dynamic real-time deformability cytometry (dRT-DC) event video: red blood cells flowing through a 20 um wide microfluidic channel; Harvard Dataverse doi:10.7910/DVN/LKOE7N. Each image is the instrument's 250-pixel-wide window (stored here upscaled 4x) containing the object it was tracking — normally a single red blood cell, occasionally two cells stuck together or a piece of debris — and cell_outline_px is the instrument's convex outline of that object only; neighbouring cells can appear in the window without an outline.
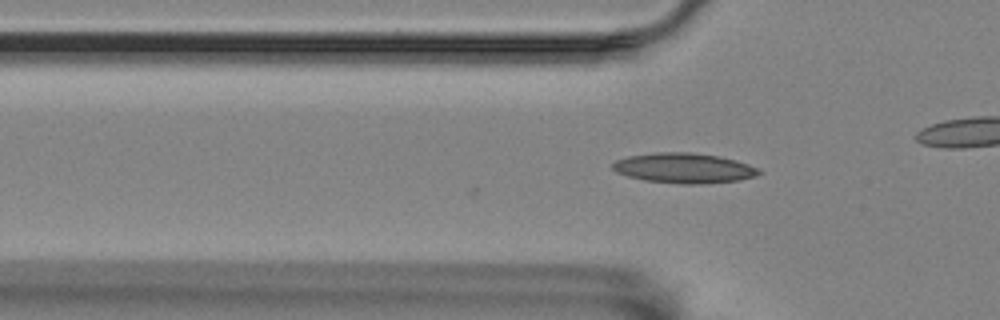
{"species": "Egyptian fruit bat (a non-hibernating species)", "species_latin": "Rousettus aegyptiacus", "temperature_condition": "room temperature", "stored_images_in_passage": 3, "camera_frame_rate_fps": 3000, "um_per_image_px": 0.085, "animal": {"sex": "female"}, "frame": {"image": 1, "passage_image": 3, "time_ms": 0.667, "image_size_px": [1000, 320], "cell_outline_px": [[764, 172], [756, 176], [736, 180], [700, 184], [680, 184], [644, 180], [628, 176], [616, 172], [612, 168], [612, 164], [616, 160], [628, 156], [656, 152], [688, 152], [716, 156], [736, 160], [748, 164]], "centroid_in_image_um": [58.11, 14.29], "position_along_channel_um": 67.7, "area_um2": 25.49}}